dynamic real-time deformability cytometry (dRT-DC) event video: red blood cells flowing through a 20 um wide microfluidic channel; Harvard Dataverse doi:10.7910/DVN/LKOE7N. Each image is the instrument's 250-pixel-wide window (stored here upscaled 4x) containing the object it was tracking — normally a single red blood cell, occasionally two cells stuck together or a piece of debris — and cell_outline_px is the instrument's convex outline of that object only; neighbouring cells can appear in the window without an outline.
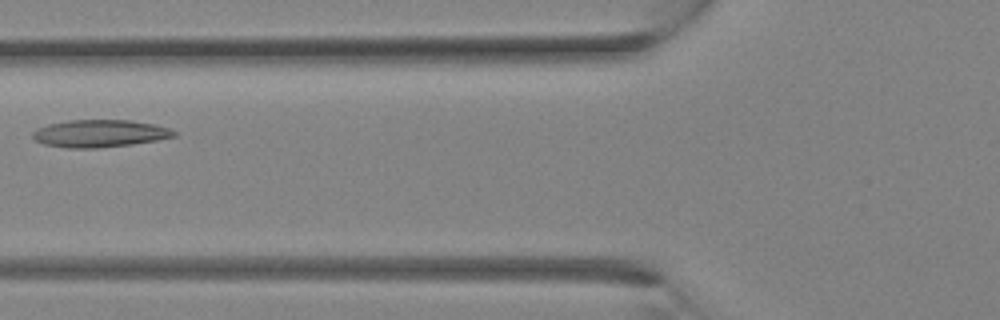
{"species": "Egyptian fruit bat (a non-hibernating species)", "species_latin": "Rousettus aegyptiacus", "temperature_condition": "room temperature", "stored_images_in_passage": 29, "camera_frame_rate_fps": 3000, "um_per_image_px": 0.085, "animal": {"sex": "female"}, "frame": {"image": 1, "passage_image": 9, "time_ms": 2.667, "image_size_px": [1000, 320], "cell_outline_px": [[176, 136], [156, 140], [132, 144], [96, 148], [68, 148], [44, 144], [36, 140], [32, 136], [32, 132], [36, 128], [48, 124], [68, 120], [132, 120], [152, 124], [168, 128], [176, 132]], "centroid_in_image_um": [8.44, 11.34], "position_along_channel_um": 117.4, "area_um2": 22.48}}
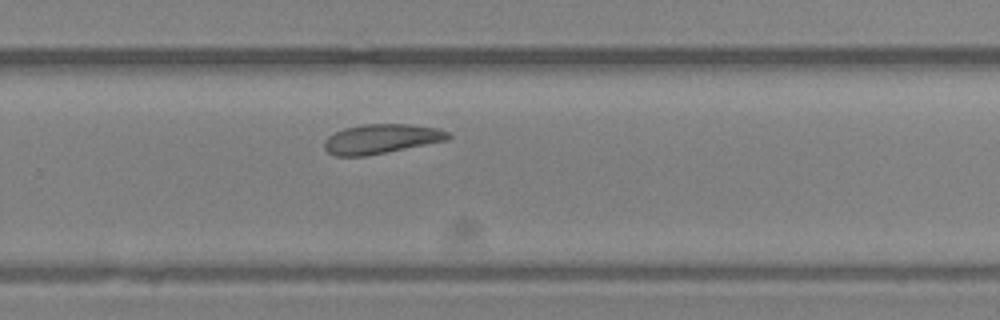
{"frame": {"image": 2, "passage_image": 18, "time_ms": 5.667, "image_size_px": [1000, 320], "cell_outline_px": [[452, 136], [448, 140], [364, 156], [336, 156], [328, 152], [324, 148], [324, 140], [328, 136], [344, 128], [364, 124], [408, 124], [436, 128], [448, 132]], "centroid_in_image_um": [32.39, 11.8], "position_along_channel_um": 297.4, "area_um2": 21.1}}
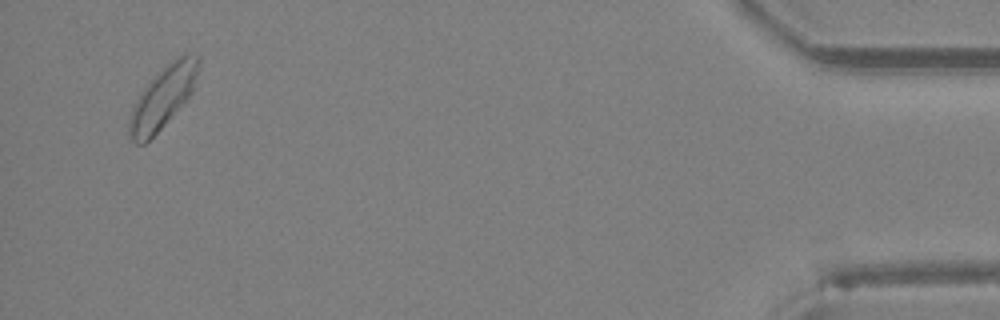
{"frame": {"image": 3, "passage_image": 28, "time_ms": 9.0, "image_size_px": [1000, 320], "cell_outline_px": [[200, 68], [192, 92], [164, 124], [144, 144], [136, 144], [128, 136], [128, 124], [132, 108], [140, 92], [172, 60], [188, 52], [200, 56]], "centroid_in_image_um": [13.85, 8.26], "position_along_channel_um": 421.3, "area_um2": 24.39}}